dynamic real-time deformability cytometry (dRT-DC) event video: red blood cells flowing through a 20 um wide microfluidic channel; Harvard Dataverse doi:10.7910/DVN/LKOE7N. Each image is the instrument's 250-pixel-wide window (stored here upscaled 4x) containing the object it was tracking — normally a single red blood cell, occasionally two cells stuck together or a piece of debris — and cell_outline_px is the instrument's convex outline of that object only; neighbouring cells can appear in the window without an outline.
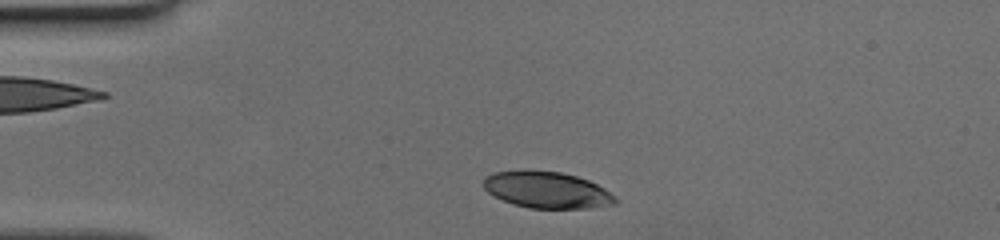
{"species": "human", "species_latin": "Homo sapiens", "temperature_condition": "cold", "stored_images_in_passage": 31, "camera_frame_rate_fps": 3000, "um_per_image_px": 0.085, "donor": {"sex": "female"}, "frame": {"image": 1, "passage_image": 2, "time_ms": 0.333, "image_size_px": [1000, 240], "cell_outline_px": [[620, 200], [616, 204], [592, 208], [528, 208], [512, 204], [488, 192], [484, 188], [484, 176], [492, 172], [560, 172], [576, 176], [588, 180], [604, 188], [616, 196]], "centroid_in_image_um": [46.55, 16.18], "position_along_channel_um": 38.4, "area_um2": 27.63}}
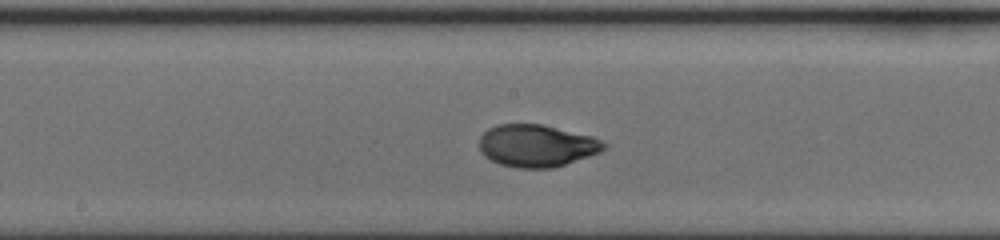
{"frame": {"image": 2, "passage_image": 17, "time_ms": 5.333, "image_size_px": [1000, 240], "cell_outline_px": [[608, 144], [600, 152], [552, 168], [516, 168], [500, 164], [484, 156], [480, 148], [480, 136], [488, 128], [496, 124], [540, 124], [592, 136], [604, 140]], "centroid_in_image_um": [45.61, 12.38], "position_along_channel_um": 202.6, "area_um2": 30.58}}
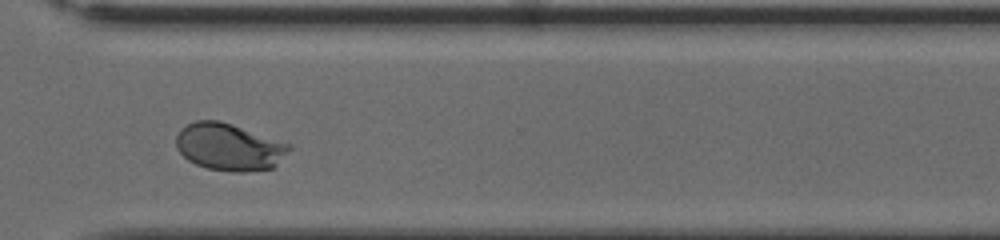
{"frame": {"image": 3, "passage_image": 28, "time_ms": 9.0, "image_size_px": [1000, 240], "cell_outline_px": [[292, 148], [272, 168], [240, 172], [232, 172], [208, 168], [196, 164], [188, 160], [180, 152], [176, 144], [176, 136], [180, 128], [196, 120], [220, 120], [292, 144]], "centroid_in_image_um": [19.47, 12.48], "position_along_channel_um": 351.1, "area_um2": 30.98}}